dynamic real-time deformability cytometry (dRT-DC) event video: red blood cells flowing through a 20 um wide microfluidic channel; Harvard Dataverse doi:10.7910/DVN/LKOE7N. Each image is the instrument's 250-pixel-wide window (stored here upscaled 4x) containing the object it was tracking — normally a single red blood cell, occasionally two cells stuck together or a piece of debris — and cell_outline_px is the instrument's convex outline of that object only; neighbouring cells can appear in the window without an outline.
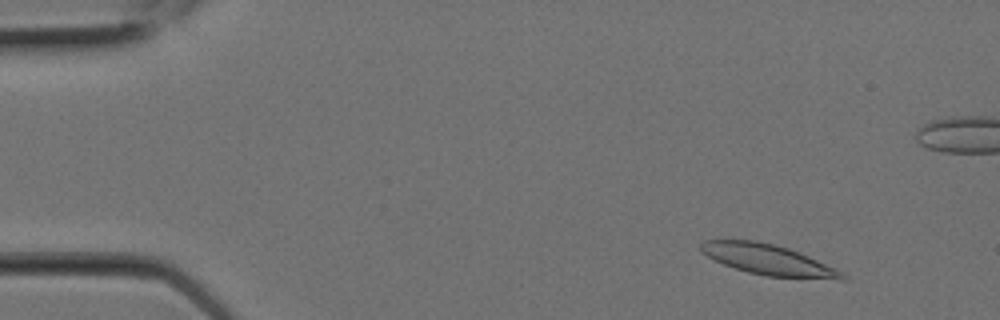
{"species": "Egyptian fruit bat (a non-hibernating species)", "species_latin": "Rousettus aegyptiacus", "temperature_condition": "room temperature", "stored_images_in_passage": 8, "segment_of_instrument_passage": [1, 2], "camera_frame_rate_fps": 3000, "um_per_image_px": 0.085, "animal": {"sex": "female"}, "frame": {"image": 1, "passage_image": 2, "time_ms": 0.333, "image_size_px": [1000, 320], "cell_outline_px": [[848, 276], [844, 280], [840, 280], [764, 276], [748, 272], [724, 264], [700, 252], [700, 244], [704, 240], [756, 240], [788, 248], [808, 256]], "centroid_in_image_um": [65.27, 22.08], "position_along_channel_um": 19.7, "area_um2": 24.8}}
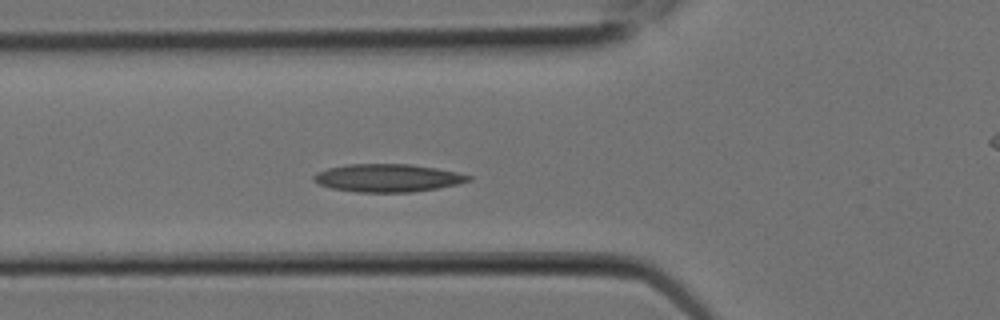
{"frame": {"image": 2, "passage_image": 7, "time_ms": 2.0, "image_size_px": [1000, 320], "cell_outline_px": [[472, 180], [456, 184], [436, 188], [412, 192], [356, 192], [332, 188], [320, 184], [312, 180], [312, 176], [316, 172], [328, 168], [348, 164], [412, 164], [436, 168], [456, 172], [472, 176]], "centroid_in_image_um": [32.93, 15.12], "position_along_channel_um": 92.9, "area_um2": 25.09}}